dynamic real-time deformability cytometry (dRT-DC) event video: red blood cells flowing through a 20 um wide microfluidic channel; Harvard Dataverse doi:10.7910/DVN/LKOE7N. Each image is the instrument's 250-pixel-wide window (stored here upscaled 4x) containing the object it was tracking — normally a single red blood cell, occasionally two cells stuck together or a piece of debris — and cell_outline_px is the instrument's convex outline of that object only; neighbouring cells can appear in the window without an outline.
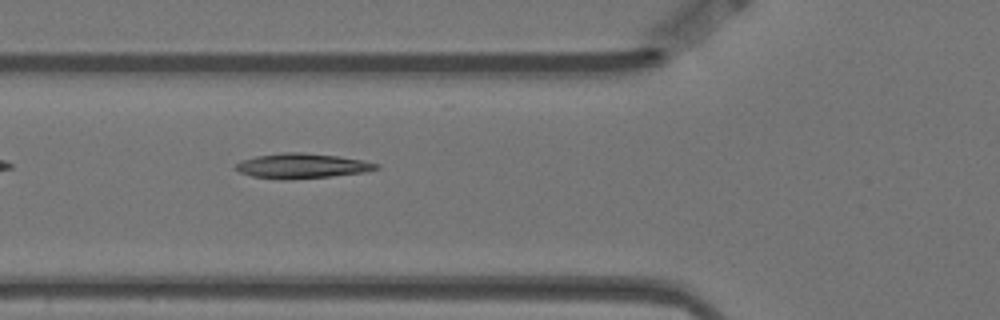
{"species": "Egyptian fruit bat (a non-hibernating species)", "species_latin": "Rousettus aegyptiacus", "temperature_condition": "warm", "stored_images_in_passage": 6, "camera_frame_rate_fps": 3000, "um_per_image_px": 0.085, "animal": {"sex": "female"}, "frame": {"image": 1, "passage_image": 6, "time_ms": 1.667, "image_size_px": [1000, 320], "cell_outline_px": [[380, 168], [364, 172], [332, 176], [284, 180], [252, 176], [240, 172], [236, 168], [236, 164], [240, 160], [256, 156], [284, 152], [300, 152], [336, 156], [360, 160], [380, 164]], "centroid_in_image_um": [25.65, 14.1], "position_along_channel_um": 100.2, "area_um2": 20.23}}